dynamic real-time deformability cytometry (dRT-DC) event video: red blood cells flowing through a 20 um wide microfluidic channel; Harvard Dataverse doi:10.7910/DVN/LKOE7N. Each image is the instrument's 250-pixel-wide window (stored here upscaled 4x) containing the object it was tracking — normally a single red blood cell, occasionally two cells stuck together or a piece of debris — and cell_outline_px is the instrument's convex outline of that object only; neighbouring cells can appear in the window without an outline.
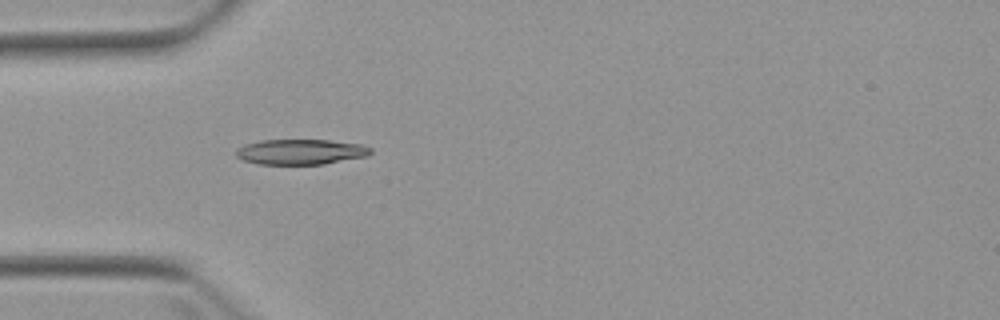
{"species": "Egyptian fruit bat (a non-hibernating species)", "species_latin": "Rousettus aegyptiacus", "temperature_condition": "warm", "stored_images_in_passage": 4, "camera_frame_rate_fps": 3000, "um_per_image_px": 0.085, "animal": {"sex": "female"}, "frame": {"image": 1, "passage_image": 4, "time_ms": 4.667, "image_size_px": [1000, 320], "cell_outline_px": [[372, 152], [368, 156], [324, 164], [256, 164], [244, 160], [236, 156], [236, 148], [244, 144], [260, 140], [328, 140], [364, 144], [372, 148]], "centroid_in_image_um": [25.58, 12.9], "position_along_channel_um": 59.4, "area_um2": 20.06}}